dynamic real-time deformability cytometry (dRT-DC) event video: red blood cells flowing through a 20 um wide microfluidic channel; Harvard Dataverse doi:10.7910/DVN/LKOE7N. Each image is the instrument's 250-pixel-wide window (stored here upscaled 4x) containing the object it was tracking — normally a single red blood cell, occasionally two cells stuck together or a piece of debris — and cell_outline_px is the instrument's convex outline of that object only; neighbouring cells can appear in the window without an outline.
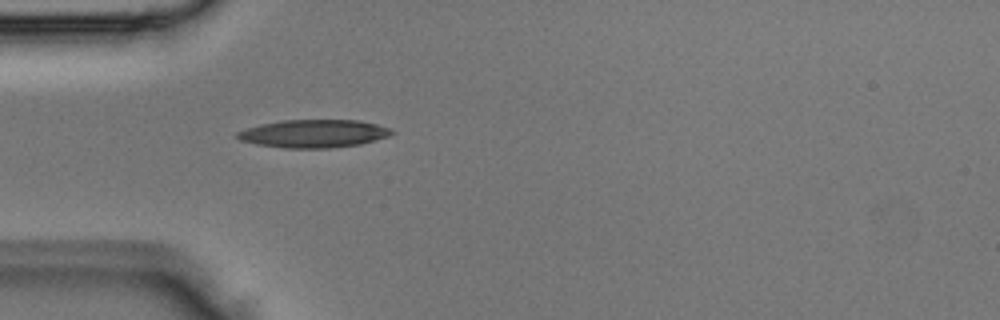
{"species": "Egyptian fruit bat (a non-hibernating species)", "species_latin": "Rousettus aegyptiacus", "temperature_condition": "room temperature", "stored_images_in_passage": 2, "camera_frame_rate_fps": 3000, "um_per_image_px": 0.085, "animal": {"sex": "male"}, "frame": {"image": 1, "passage_image": 2, "time_ms": 0.333, "image_size_px": [1000, 320], "cell_outline_px": [[396, 132], [388, 136], [360, 144], [328, 148], [284, 148], [256, 144], [240, 140], [236, 136], [236, 132], [260, 124], [284, 120], [356, 120], [376, 124], [392, 128]], "centroid_in_image_um": [26.67, 11.35], "position_along_channel_um": 58.3, "area_um2": 25.09}}